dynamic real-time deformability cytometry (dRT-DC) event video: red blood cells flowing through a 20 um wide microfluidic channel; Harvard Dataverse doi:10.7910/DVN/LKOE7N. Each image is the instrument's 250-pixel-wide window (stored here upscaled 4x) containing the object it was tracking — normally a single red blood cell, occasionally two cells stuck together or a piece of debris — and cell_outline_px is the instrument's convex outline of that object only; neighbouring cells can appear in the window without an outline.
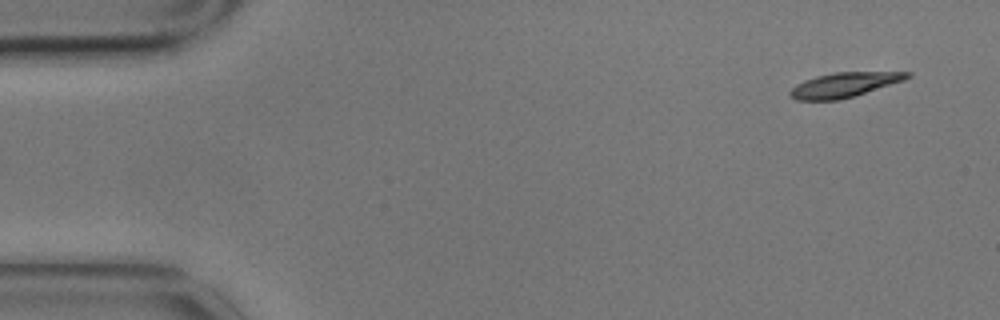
{"species": "common noctule bat (a hibernating species)", "species_latin": "Nyctalus noctula", "temperature_condition": "cold", "stored_images_in_passage": 5, "camera_frame_rate_fps": 3000, "um_per_image_px": 0.085, "animal": {"sex": "male", "body_mass_g": 17.9}, "frame": {"image": 1, "passage_image": 1, "time_ms": 0.0, "image_size_px": [1000, 320], "cell_outline_px": [[912, 76], [904, 80], [852, 96], [836, 100], [796, 100], [788, 92], [796, 84], [804, 80], [816, 76], [836, 72], [912, 72]], "centroid_in_image_um": [71.74, 7.2], "position_along_channel_um": 13.3, "area_um2": 16.53}}